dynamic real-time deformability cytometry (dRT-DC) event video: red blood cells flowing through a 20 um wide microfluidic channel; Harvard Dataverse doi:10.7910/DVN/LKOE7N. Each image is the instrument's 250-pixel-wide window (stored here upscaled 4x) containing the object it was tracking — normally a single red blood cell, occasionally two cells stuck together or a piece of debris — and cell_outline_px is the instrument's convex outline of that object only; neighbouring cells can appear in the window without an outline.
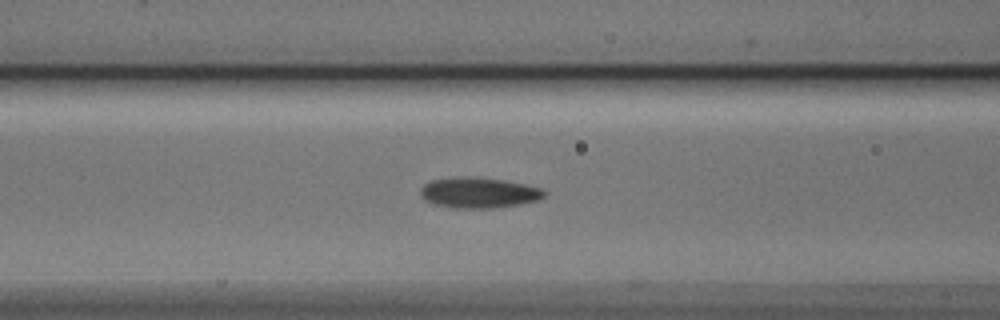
{"species": "Egyptian fruit bat (a non-hibernating species)", "species_latin": "Rousettus aegyptiacus", "temperature_condition": "cold", "stored_images_in_passage": 38, "camera_frame_rate_fps": 3000, "um_per_image_px": 0.085, "animal": {"sex": "male"}, "frame": {"image": 1, "passage_image": 6, "time_ms": 1.667, "image_size_px": [1000, 320], "cell_outline_px": [[548, 192], [544, 196], [536, 200], [520, 204], [492, 208], [448, 208], [432, 204], [424, 200], [420, 196], [420, 188], [424, 184], [432, 180], [460, 176], [464, 176], [504, 180], [524, 184], [540, 188]], "centroid_in_image_um": [40.63, 16.39], "position_along_channel_um": 126.0, "area_um2": 22.2}}
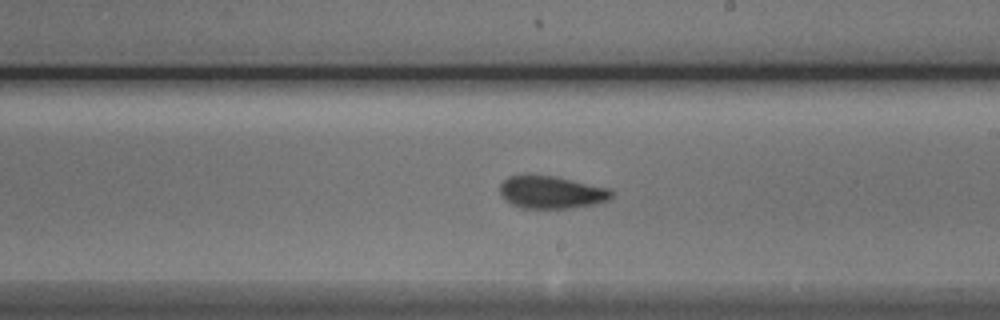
{"frame": {"image": 2, "passage_image": 15, "time_ms": 4.667, "image_size_px": [1000, 320], "cell_outline_px": [[612, 196], [608, 200], [596, 204], [572, 208], [520, 208], [504, 200], [500, 192], [500, 184], [508, 176], [524, 172], [528, 172], [556, 176], [612, 188]], "centroid_in_image_um": [46.84, 16.3], "position_along_channel_um": 242.2, "area_um2": 22.02}}
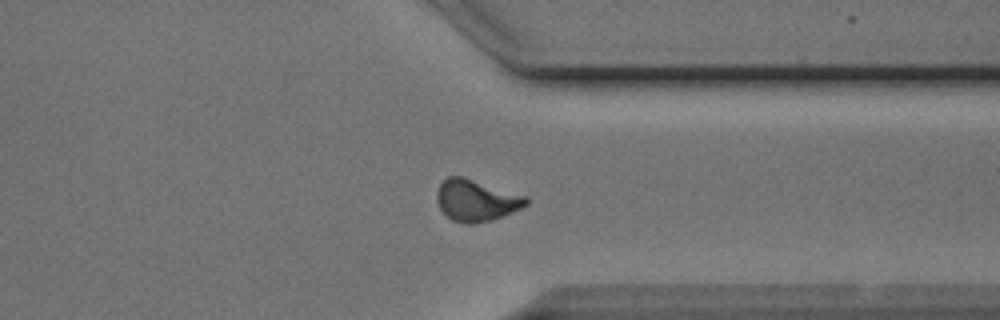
{"frame": {"image": 3, "passage_image": 25, "time_ms": 8.0, "image_size_px": [1000, 320], "cell_outline_px": [[528, 204], [512, 212], [492, 220], [472, 224], [464, 224], [452, 220], [440, 208], [436, 200], [436, 192], [440, 184], [448, 176], [464, 176], [528, 196]], "centroid_in_image_um": [40.48, 17.02], "position_along_channel_um": 370.9, "area_um2": 21.79}, "authors_computed_cell_mechanics": {"area_um2": 20.8369, "velocity_mm_per_s": 3.8784, "shape_relaxation_time_tau1_ms": 3.7595, "shape_relaxation_time_tau2_ms": 1.9785, "deformation_change_tau1": 0.1148, "deformation_change_tau2": 0.071}}